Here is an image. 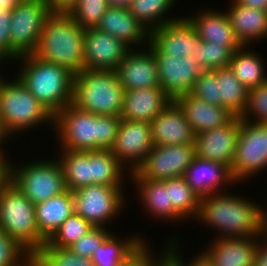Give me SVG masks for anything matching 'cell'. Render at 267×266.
<instances>
[{"label":"cell","instance_id":"1","mask_svg":"<svg viewBox=\"0 0 267 266\" xmlns=\"http://www.w3.org/2000/svg\"><path fill=\"white\" fill-rule=\"evenodd\" d=\"M235 193L230 189L200 198L199 213L194 221L213 230L211 239L263 234V202Z\"/></svg>","mask_w":267,"mask_h":266},{"label":"cell","instance_id":"2","mask_svg":"<svg viewBox=\"0 0 267 266\" xmlns=\"http://www.w3.org/2000/svg\"><path fill=\"white\" fill-rule=\"evenodd\" d=\"M120 116L94 114L72 103L54 115L53 137L56 149L92 151L111 149L115 143Z\"/></svg>","mask_w":267,"mask_h":266},{"label":"cell","instance_id":"3","mask_svg":"<svg viewBox=\"0 0 267 266\" xmlns=\"http://www.w3.org/2000/svg\"><path fill=\"white\" fill-rule=\"evenodd\" d=\"M3 72L0 73V134L10 145L12 141V146L15 138L25 133L28 135L32 129L36 130L43 125L52 134L54 116L15 74L7 76Z\"/></svg>","mask_w":267,"mask_h":266},{"label":"cell","instance_id":"4","mask_svg":"<svg viewBox=\"0 0 267 266\" xmlns=\"http://www.w3.org/2000/svg\"><path fill=\"white\" fill-rule=\"evenodd\" d=\"M13 64L18 71L12 73L53 116L72 103L74 74L67 68L33 54L22 55Z\"/></svg>","mask_w":267,"mask_h":266},{"label":"cell","instance_id":"5","mask_svg":"<svg viewBox=\"0 0 267 266\" xmlns=\"http://www.w3.org/2000/svg\"><path fill=\"white\" fill-rule=\"evenodd\" d=\"M84 31L68 13H51L32 54L74 75L80 73L84 70Z\"/></svg>","mask_w":267,"mask_h":266},{"label":"cell","instance_id":"6","mask_svg":"<svg viewBox=\"0 0 267 266\" xmlns=\"http://www.w3.org/2000/svg\"><path fill=\"white\" fill-rule=\"evenodd\" d=\"M123 93L116 70H83L73 76L72 104L81 110L120 116Z\"/></svg>","mask_w":267,"mask_h":266},{"label":"cell","instance_id":"7","mask_svg":"<svg viewBox=\"0 0 267 266\" xmlns=\"http://www.w3.org/2000/svg\"><path fill=\"white\" fill-rule=\"evenodd\" d=\"M46 157L11 162V182L34 205L67 190L59 160L53 154Z\"/></svg>","mask_w":267,"mask_h":266},{"label":"cell","instance_id":"8","mask_svg":"<svg viewBox=\"0 0 267 266\" xmlns=\"http://www.w3.org/2000/svg\"><path fill=\"white\" fill-rule=\"evenodd\" d=\"M0 228L29 253L47 241L39 233L35 205L12 182L0 193Z\"/></svg>","mask_w":267,"mask_h":266},{"label":"cell","instance_id":"9","mask_svg":"<svg viewBox=\"0 0 267 266\" xmlns=\"http://www.w3.org/2000/svg\"><path fill=\"white\" fill-rule=\"evenodd\" d=\"M125 188V186L100 184L77 188L72 191L74 213H77L94 227L110 229L109 226H113L117 218H120L121 213L124 214L128 211L126 207L129 205L127 203L128 193L126 192L130 189L126 188L125 190Z\"/></svg>","mask_w":267,"mask_h":266},{"label":"cell","instance_id":"10","mask_svg":"<svg viewBox=\"0 0 267 266\" xmlns=\"http://www.w3.org/2000/svg\"><path fill=\"white\" fill-rule=\"evenodd\" d=\"M267 170V123L249 122L240 118V128L232 163L231 175L236 184L250 182V179ZM263 172V173H262Z\"/></svg>","mask_w":267,"mask_h":266},{"label":"cell","instance_id":"11","mask_svg":"<svg viewBox=\"0 0 267 266\" xmlns=\"http://www.w3.org/2000/svg\"><path fill=\"white\" fill-rule=\"evenodd\" d=\"M52 11L45 0H23L12 12L11 64L37 48L46 19Z\"/></svg>","mask_w":267,"mask_h":266},{"label":"cell","instance_id":"12","mask_svg":"<svg viewBox=\"0 0 267 266\" xmlns=\"http://www.w3.org/2000/svg\"><path fill=\"white\" fill-rule=\"evenodd\" d=\"M195 156V144L154 145L129 178L166 180L181 177Z\"/></svg>","mask_w":267,"mask_h":266},{"label":"cell","instance_id":"13","mask_svg":"<svg viewBox=\"0 0 267 266\" xmlns=\"http://www.w3.org/2000/svg\"><path fill=\"white\" fill-rule=\"evenodd\" d=\"M160 87L172 99L190 93L195 80L204 71L192 56L183 58L163 54L151 41Z\"/></svg>","mask_w":267,"mask_h":266},{"label":"cell","instance_id":"14","mask_svg":"<svg viewBox=\"0 0 267 266\" xmlns=\"http://www.w3.org/2000/svg\"><path fill=\"white\" fill-rule=\"evenodd\" d=\"M153 147L149 122L121 119L115 143L110 150L130 174L143 163Z\"/></svg>","mask_w":267,"mask_h":266},{"label":"cell","instance_id":"15","mask_svg":"<svg viewBox=\"0 0 267 266\" xmlns=\"http://www.w3.org/2000/svg\"><path fill=\"white\" fill-rule=\"evenodd\" d=\"M129 184L135 189L133 196L145 212L154 222L172 223L174 225L184 221L188 222L172 205L169 196V179L151 180L148 178H129ZM133 183V184H132ZM154 218V219H153ZM156 220V221H155ZM165 221V222H164ZM176 223V224H175Z\"/></svg>","mask_w":267,"mask_h":266},{"label":"cell","instance_id":"16","mask_svg":"<svg viewBox=\"0 0 267 266\" xmlns=\"http://www.w3.org/2000/svg\"><path fill=\"white\" fill-rule=\"evenodd\" d=\"M84 70H116L130 49L121 40L89 28L84 31Z\"/></svg>","mask_w":267,"mask_h":266},{"label":"cell","instance_id":"17","mask_svg":"<svg viewBox=\"0 0 267 266\" xmlns=\"http://www.w3.org/2000/svg\"><path fill=\"white\" fill-rule=\"evenodd\" d=\"M240 128V117L226 125L196 135L195 155L228 166L231 170Z\"/></svg>","mask_w":267,"mask_h":266},{"label":"cell","instance_id":"18","mask_svg":"<svg viewBox=\"0 0 267 266\" xmlns=\"http://www.w3.org/2000/svg\"><path fill=\"white\" fill-rule=\"evenodd\" d=\"M191 189L200 197L240 187L233 180L231 170L225 164L194 156L183 175ZM232 187V188H231Z\"/></svg>","mask_w":267,"mask_h":266},{"label":"cell","instance_id":"19","mask_svg":"<svg viewBox=\"0 0 267 266\" xmlns=\"http://www.w3.org/2000/svg\"><path fill=\"white\" fill-rule=\"evenodd\" d=\"M116 72L124 91L160 87L155 55L149 46L130 48Z\"/></svg>","mask_w":267,"mask_h":266},{"label":"cell","instance_id":"20","mask_svg":"<svg viewBox=\"0 0 267 266\" xmlns=\"http://www.w3.org/2000/svg\"><path fill=\"white\" fill-rule=\"evenodd\" d=\"M215 8L203 6L202 9L197 8L195 12L184 16L193 25L202 41L226 45L235 52L243 45L235 35L227 12L218 6Z\"/></svg>","mask_w":267,"mask_h":266},{"label":"cell","instance_id":"21","mask_svg":"<svg viewBox=\"0 0 267 266\" xmlns=\"http://www.w3.org/2000/svg\"><path fill=\"white\" fill-rule=\"evenodd\" d=\"M150 41L163 53L172 57L193 56L194 46L202 42L190 21L180 19L166 23L150 32Z\"/></svg>","mask_w":267,"mask_h":266},{"label":"cell","instance_id":"22","mask_svg":"<svg viewBox=\"0 0 267 266\" xmlns=\"http://www.w3.org/2000/svg\"><path fill=\"white\" fill-rule=\"evenodd\" d=\"M154 145L194 144L196 134L183 110L172 100L151 122Z\"/></svg>","mask_w":267,"mask_h":266},{"label":"cell","instance_id":"23","mask_svg":"<svg viewBox=\"0 0 267 266\" xmlns=\"http://www.w3.org/2000/svg\"><path fill=\"white\" fill-rule=\"evenodd\" d=\"M259 237L214 238L200 250L213 266H253Z\"/></svg>","mask_w":267,"mask_h":266},{"label":"cell","instance_id":"24","mask_svg":"<svg viewBox=\"0 0 267 266\" xmlns=\"http://www.w3.org/2000/svg\"><path fill=\"white\" fill-rule=\"evenodd\" d=\"M96 28L121 40L129 48H143L150 42L149 30L128 8L109 7Z\"/></svg>","mask_w":267,"mask_h":266},{"label":"cell","instance_id":"25","mask_svg":"<svg viewBox=\"0 0 267 266\" xmlns=\"http://www.w3.org/2000/svg\"><path fill=\"white\" fill-rule=\"evenodd\" d=\"M172 99L161 87L127 90L123 93L121 119L151 122Z\"/></svg>","mask_w":267,"mask_h":266},{"label":"cell","instance_id":"26","mask_svg":"<svg viewBox=\"0 0 267 266\" xmlns=\"http://www.w3.org/2000/svg\"><path fill=\"white\" fill-rule=\"evenodd\" d=\"M174 101L183 110L186 120L196 135L226 125L234 117L222 106L209 104L190 93L181 95Z\"/></svg>","mask_w":267,"mask_h":266},{"label":"cell","instance_id":"27","mask_svg":"<svg viewBox=\"0 0 267 266\" xmlns=\"http://www.w3.org/2000/svg\"><path fill=\"white\" fill-rule=\"evenodd\" d=\"M231 1V2H230ZM226 8L236 37L242 45L253 46L267 39V11L237 4L230 0Z\"/></svg>","mask_w":267,"mask_h":266},{"label":"cell","instance_id":"28","mask_svg":"<svg viewBox=\"0 0 267 266\" xmlns=\"http://www.w3.org/2000/svg\"><path fill=\"white\" fill-rule=\"evenodd\" d=\"M255 47L243 45L233 52L229 63L232 72L247 90L256 88L267 81V61L265 62V57L261 52L258 53Z\"/></svg>","mask_w":267,"mask_h":266},{"label":"cell","instance_id":"29","mask_svg":"<svg viewBox=\"0 0 267 266\" xmlns=\"http://www.w3.org/2000/svg\"><path fill=\"white\" fill-rule=\"evenodd\" d=\"M73 213V192L68 189L45 202L35 204L36 224L39 233L48 240Z\"/></svg>","mask_w":267,"mask_h":266},{"label":"cell","instance_id":"30","mask_svg":"<svg viewBox=\"0 0 267 266\" xmlns=\"http://www.w3.org/2000/svg\"><path fill=\"white\" fill-rule=\"evenodd\" d=\"M136 233V234H135ZM131 235L113 232L95 251L91 260L95 266H120L148 238L142 232ZM121 236V237H120ZM123 236V237H122Z\"/></svg>","mask_w":267,"mask_h":266},{"label":"cell","instance_id":"31","mask_svg":"<svg viewBox=\"0 0 267 266\" xmlns=\"http://www.w3.org/2000/svg\"><path fill=\"white\" fill-rule=\"evenodd\" d=\"M56 151L54 155L62 167L66 189L74 191L77 188L91 185V151L65 149Z\"/></svg>","mask_w":267,"mask_h":266},{"label":"cell","instance_id":"32","mask_svg":"<svg viewBox=\"0 0 267 266\" xmlns=\"http://www.w3.org/2000/svg\"><path fill=\"white\" fill-rule=\"evenodd\" d=\"M129 176V172L119 163L111 150L91 151V184L131 187L126 184Z\"/></svg>","mask_w":267,"mask_h":266},{"label":"cell","instance_id":"33","mask_svg":"<svg viewBox=\"0 0 267 266\" xmlns=\"http://www.w3.org/2000/svg\"><path fill=\"white\" fill-rule=\"evenodd\" d=\"M176 4H179L177 0H132L128 10L151 32L166 23L180 19L185 14L173 15V7Z\"/></svg>","mask_w":267,"mask_h":266},{"label":"cell","instance_id":"34","mask_svg":"<svg viewBox=\"0 0 267 266\" xmlns=\"http://www.w3.org/2000/svg\"><path fill=\"white\" fill-rule=\"evenodd\" d=\"M218 81L219 106L227 109L235 117L244 113L247 88L243 86L229 66L212 70Z\"/></svg>","mask_w":267,"mask_h":266},{"label":"cell","instance_id":"35","mask_svg":"<svg viewBox=\"0 0 267 266\" xmlns=\"http://www.w3.org/2000/svg\"><path fill=\"white\" fill-rule=\"evenodd\" d=\"M169 196L173 207L187 221L192 223L197 218L200 197L191 189L183 176L169 179Z\"/></svg>","mask_w":267,"mask_h":266},{"label":"cell","instance_id":"36","mask_svg":"<svg viewBox=\"0 0 267 266\" xmlns=\"http://www.w3.org/2000/svg\"><path fill=\"white\" fill-rule=\"evenodd\" d=\"M93 227L91 223L84 220L77 213H73L46 242L51 246L69 248Z\"/></svg>","mask_w":267,"mask_h":266},{"label":"cell","instance_id":"37","mask_svg":"<svg viewBox=\"0 0 267 266\" xmlns=\"http://www.w3.org/2000/svg\"><path fill=\"white\" fill-rule=\"evenodd\" d=\"M233 52L222 44L202 41L194 46L193 58L204 71L229 66Z\"/></svg>","mask_w":267,"mask_h":266},{"label":"cell","instance_id":"38","mask_svg":"<svg viewBox=\"0 0 267 266\" xmlns=\"http://www.w3.org/2000/svg\"><path fill=\"white\" fill-rule=\"evenodd\" d=\"M108 8L106 0H78L68 14L83 29L96 28Z\"/></svg>","mask_w":267,"mask_h":266},{"label":"cell","instance_id":"39","mask_svg":"<svg viewBox=\"0 0 267 266\" xmlns=\"http://www.w3.org/2000/svg\"><path fill=\"white\" fill-rule=\"evenodd\" d=\"M36 254L48 266H95L91 258L81 257L69 248L51 246L47 242Z\"/></svg>","mask_w":267,"mask_h":266},{"label":"cell","instance_id":"40","mask_svg":"<svg viewBox=\"0 0 267 266\" xmlns=\"http://www.w3.org/2000/svg\"><path fill=\"white\" fill-rule=\"evenodd\" d=\"M162 244L157 253L155 245H151L149 239L145 240L120 266H166L167 241L163 240Z\"/></svg>","mask_w":267,"mask_h":266},{"label":"cell","instance_id":"41","mask_svg":"<svg viewBox=\"0 0 267 266\" xmlns=\"http://www.w3.org/2000/svg\"><path fill=\"white\" fill-rule=\"evenodd\" d=\"M172 235L173 234H171V236L165 237L167 241L166 266H213L206 255L202 251H200V248L197 252H195L196 254H194L193 256L191 255V258L190 255L188 256L189 258L186 257L185 254L187 253H184L186 252V250H183L184 242H182L181 244L182 239H180V237L177 238L175 237V235Z\"/></svg>","mask_w":267,"mask_h":266},{"label":"cell","instance_id":"42","mask_svg":"<svg viewBox=\"0 0 267 266\" xmlns=\"http://www.w3.org/2000/svg\"><path fill=\"white\" fill-rule=\"evenodd\" d=\"M241 119L267 123V81L247 91L246 106Z\"/></svg>","mask_w":267,"mask_h":266},{"label":"cell","instance_id":"43","mask_svg":"<svg viewBox=\"0 0 267 266\" xmlns=\"http://www.w3.org/2000/svg\"><path fill=\"white\" fill-rule=\"evenodd\" d=\"M29 252L0 228V266H24Z\"/></svg>","mask_w":267,"mask_h":266},{"label":"cell","instance_id":"44","mask_svg":"<svg viewBox=\"0 0 267 266\" xmlns=\"http://www.w3.org/2000/svg\"><path fill=\"white\" fill-rule=\"evenodd\" d=\"M106 227H93L87 234L73 243L69 249L81 257L91 258L94 251L113 233Z\"/></svg>","mask_w":267,"mask_h":266},{"label":"cell","instance_id":"45","mask_svg":"<svg viewBox=\"0 0 267 266\" xmlns=\"http://www.w3.org/2000/svg\"><path fill=\"white\" fill-rule=\"evenodd\" d=\"M190 94L209 104L219 106V90L216 75L212 70L203 71L195 80Z\"/></svg>","mask_w":267,"mask_h":266},{"label":"cell","instance_id":"46","mask_svg":"<svg viewBox=\"0 0 267 266\" xmlns=\"http://www.w3.org/2000/svg\"><path fill=\"white\" fill-rule=\"evenodd\" d=\"M10 19L11 12H0V63L5 67L11 65Z\"/></svg>","mask_w":267,"mask_h":266},{"label":"cell","instance_id":"47","mask_svg":"<svg viewBox=\"0 0 267 266\" xmlns=\"http://www.w3.org/2000/svg\"><path fill=\"white\" fill-rule=\"evenodd\" d=\"M7 152L0 159V193L11 182V162L13 161L10 154Z\"/></svg>","mask_w":267,"mask_h":266},{"label":"cell","instance_id":"48","mask_svg":"<svg viewBox=\"0 0 267 266\" xmlns=\"http://www.w3.org/2000/svg\"><path fill=\"white\" fill-rule=\"evenodd\" d=\"M253 266H267V236L264 234L259 237Z\"/></svg>","mask_w":267,"mask_h":266},{"label":"cell","instance_id":"49","mask_svg":"<svg viewBox=\"0 0 267 266\" xmlns=\"http://www.w3.org/2000/svg\"><path fill=\"white\" fill-rule=\"evenodd\" d=\"M52 13H68L78 0H45Z\"/></svg>","mask_w":267,"mask_h":266},{"label":"cell","instance_id":"50","mask_svg":"<svg viewBox=\"0 0 267 266\" xmlns=\"http://www.w3.org/2000/svg\"><path fill=\"white\" fill-rule=\"evenodd\" d=\"M232 1L240 5L267 11V0H232Z\"/></svg>","mask_w":267,"mask_h":266},{"label":"cell","instance_id":"51","mask_svg":"<svg viewBox=\"0 0 267 266\" xmlns=\"http://www.w3.org/2000/svg\"><path fill=\"white\" fill-rule=\"evenodd\" d=\"M23 0H0L1 11L12 12Z\"/></svg>","mask_w":267,"mask_h":266},{"label":"cell","instance_id":"52","mask_svg":"<svg viewBox=\"0 0 267 266\" xmlns=\"http://www.w3.org/2000/svg\"><path fill=\"white\" fill-rule=\"evenodd\" d=\"M24 266H48L36 253H29Z\"/></svg>","mask_w":267,"mask_h":266},{"label":"cell","instance_id":"53","mask_svg":"<svg viewBox=\"0 0 267 266\" xmlns=\"http://www.w3.org/2000/svg\"><path fill=\"white\" fill-rule=\"evenodd\" d=\"M109 7L128 8L132 0H106Z\"/></svg>","mask_w":267,"mask_h":266},{"label":"cell","instance_id":"54","mask_svg":"<svg viewBox=\"0 0 267 266\" xmlns=\"http://www.w3.org/2000/svg\"><path fill=\"white\" fill-rule=\"evenodd\" d=\"M8 143H10L3 135L0 134V159L9 151ZM8 146V147H7ZM7 147V149H6Z\"/></svg>","mask_w":267,"mask_h":266},{"label":"cell","instance_id":"55","mask_svg":"<svg viewBox=\"0 0 267 266\" xmlns=\"http://www.w3.org/2000/svg\"><path fill=\"white\" fill-rule=\"evenodd\" d=\"M267 203L263 204V234L267 236ZM266 205V206H265Z\"/></svg>","mask_w":267,"mask_h":266},{"label":"cell","instance_id":"56","mask_svg":"<svg viewBox=\"0 0 267 266\" xmlns=\"http://www.w3.org/2000/svg\"><path fill=\"white\" fill-rule=\"evenodd\" d=\"M4 69L7 70V69L0 63V73H1Z\"/></svg>","mask_w":267,"mask_h":266}]
</instances>
